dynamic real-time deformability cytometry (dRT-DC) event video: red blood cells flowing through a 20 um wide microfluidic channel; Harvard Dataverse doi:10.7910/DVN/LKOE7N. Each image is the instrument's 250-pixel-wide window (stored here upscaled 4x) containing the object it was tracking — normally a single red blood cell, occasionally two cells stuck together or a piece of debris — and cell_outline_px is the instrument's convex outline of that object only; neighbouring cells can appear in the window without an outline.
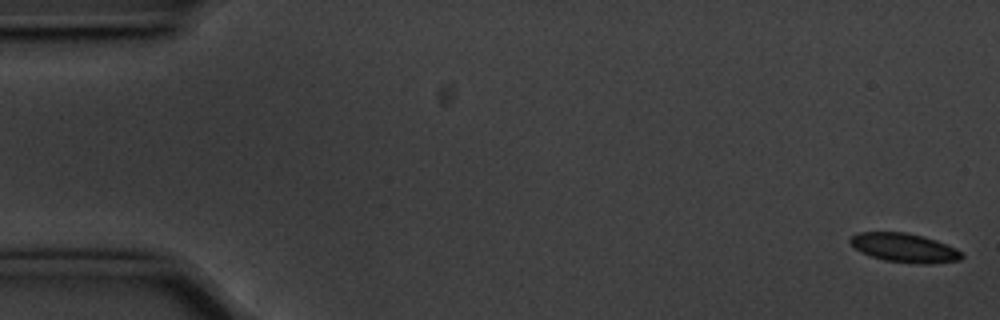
{"species": "common noctule bat (a hibernating species)", "species_latin": "Nyctalus noctula", "temperature_condition": "cold", "stored_images_in_passage": 16, "camera_frame_rate_fps": 3000, "um_per_image_px": 0.085, "animal": {"sex": "male", "body_mass_g": 20.1, "forearm_length_mm": 53.5}, "frame": {"image": 1, "passage_image": 1, "time_ms": 0.0, "image_size_px": [1000, 320], "cell_outline_px": [[964, 256], [960, 260], [924, 264], [920, 264], [884, 260], [860, 252], [848, 240], [852, 236], [860, 232], [904, 232], [924, 236], [936, 240], [956, 248]], "centroid_in_image_um": [76.88, 21.06], "position_along_channel_um": 8.1, "area_um2": 18.67}}
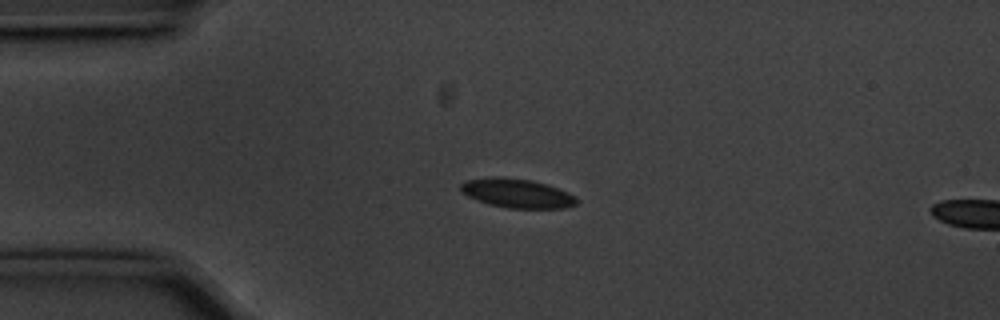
{"frame": {"image": 2, "passage_image": 13, "time_ms": 4.0, "image_size_px": [1000, 320], "cell_outline_px": [[580, 200], [576, 204], [564, 208], [508, 208], [488, 204], [476, 200], [460, 192], [460, 184], [468, 180], [500, 176], [532, 180], [548, 184], [568, 192], [576, 196]], "centroid_in_image_um": [43.97, 16.43], "position_along_channel_um": 41.0, "area_um2": 19.83}}